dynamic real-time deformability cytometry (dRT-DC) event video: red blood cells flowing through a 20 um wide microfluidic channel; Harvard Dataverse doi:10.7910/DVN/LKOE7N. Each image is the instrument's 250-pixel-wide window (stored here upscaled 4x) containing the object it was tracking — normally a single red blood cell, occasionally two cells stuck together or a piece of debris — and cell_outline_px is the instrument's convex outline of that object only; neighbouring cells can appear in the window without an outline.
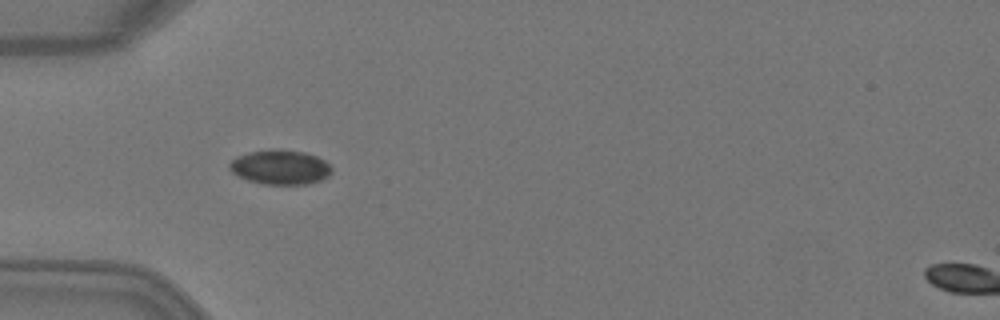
{"species": "Egyptian fruit bat (a non-hibernating species)", "species_latin": "Rousettus aegyptiacus", "temperature_condition": "warm", "stored_images_in_passage": 7, "camera_frame_rate_fps": 3000, "um_per_image_px": 0.085, "animal": {"sex": "female"}, "frame": {"image": 1, "passage_image": 6, "time_ms": 1.667, "image_size_px": [1000, 320], "cell_outline_px": [[332, 172], [328, 176], [320, 180], [308, 184], [260, 184], [248, 180], [232, 172], [228, 168], [228, 164], [236, 156], [248, 152], [268, 148], [280, 148], [304, 152], [316, 156], [324, 160], [332, 168]], "centroid_in_image_um": [23.79, 14.19], "position_along_channel_um": 61.2, "area_um2": 20.87}}
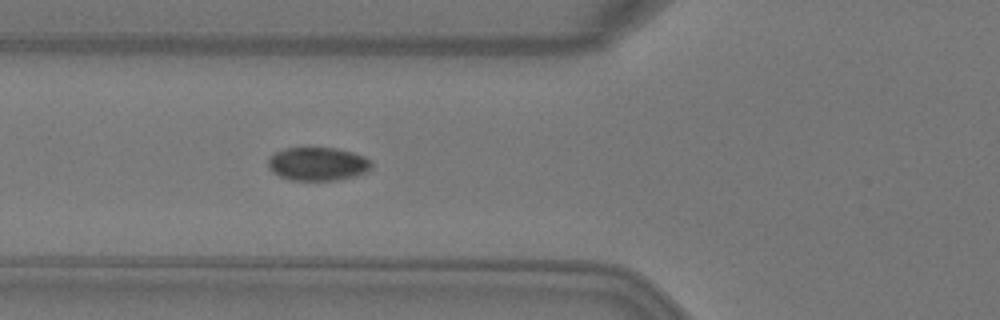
{"frame": {"image": 2, "passage_image": 7, "time_ms": 2.0, "image_size_px": [1000, 320], "cell_outline_px": [[372, 168], [368, 172], [356, 176], [336, 180], [288, 180], [272, 172], [268, 168], [268, 156], [284, 148], [336, 148], [352, 152], [364, 156], [372, 160]], "centroid_in_image_um": [27.02, 13.94], "position_along_channel_um": 98.8, "area_um2": 20.4}}